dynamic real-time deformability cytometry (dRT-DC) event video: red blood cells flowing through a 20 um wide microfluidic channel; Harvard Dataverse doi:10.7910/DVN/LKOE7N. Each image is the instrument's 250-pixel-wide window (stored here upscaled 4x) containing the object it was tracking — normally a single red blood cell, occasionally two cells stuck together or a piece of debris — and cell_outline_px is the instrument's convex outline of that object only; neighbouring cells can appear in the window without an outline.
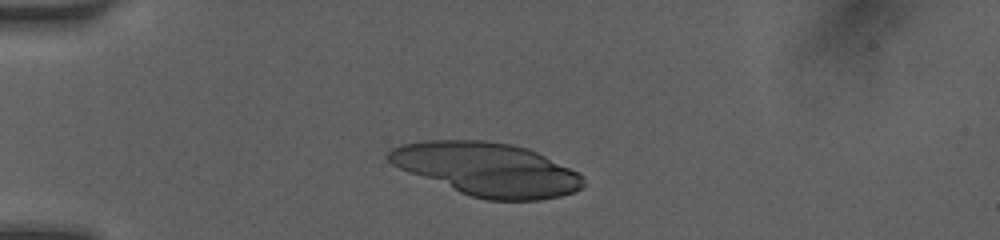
{"species": "human", "species_latin": "Homo sapiens", "temperature_condition": "room temperature", "stored_images_in_passage": 37, "camera_frame_rate_fps": 3000, "um_per_image_px": 0.085, "donor": {"sex": "female"}, "frame": {"image": 1, "passage_image": 1, "time_ms": 0.0, "image_size_px": [1000, 240], "cell_outline_px": [[584, 184], [580, 188], [572, 192], [560, 196], [540, 200], [488, 200], [472, 196], [460, 192], [408, 172], [392, 164], [384, 156], [392, 148], [400, 144], [428, 140], [484, 140], [512, 144], [528, 148], [580, 172], [584, 176]], "centroid_in_image_um": [41.41, 14.37], "position_along_channel_um": 43.6, "area_um2": 60.34}}